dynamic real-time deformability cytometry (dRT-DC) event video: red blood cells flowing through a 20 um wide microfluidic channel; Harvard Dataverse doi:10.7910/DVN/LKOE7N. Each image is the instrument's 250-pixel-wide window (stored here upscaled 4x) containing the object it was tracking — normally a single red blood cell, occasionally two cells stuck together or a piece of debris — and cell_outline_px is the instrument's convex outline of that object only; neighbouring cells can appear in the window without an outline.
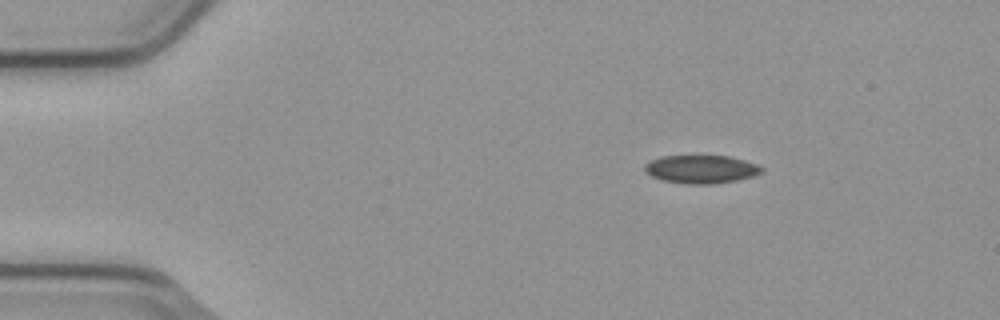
{"species": "common noctule bat (a hibernating species)", "species_latin": "Nyctalus noctula", "temperature_condition": "cold", "stored_images_in_passage": 4, "camera_frame_rate_fps": 3000, "um_per_image_px": 0.085, "animal": {"sex": "male", "body_mass_g": 23.1, "forearm_length_mm": 52.7}, "frame": {"image": 1, "passage_image": 2, "time_ms": 0.333, "image_size_px": [1000, 320], "cell_outline_px": [[764, 172], [752, 176], [736, 180], [712, 184], [688, 184], [660, 180], [644, 172], [644, 164], [660, 156], [728, 156], [744, 160], [756, 164], [764, 168]], "centroid_in_image_um": [59.57, 14.38], "position_along_channel_um": 25.4, "area_um2": 19.25}}